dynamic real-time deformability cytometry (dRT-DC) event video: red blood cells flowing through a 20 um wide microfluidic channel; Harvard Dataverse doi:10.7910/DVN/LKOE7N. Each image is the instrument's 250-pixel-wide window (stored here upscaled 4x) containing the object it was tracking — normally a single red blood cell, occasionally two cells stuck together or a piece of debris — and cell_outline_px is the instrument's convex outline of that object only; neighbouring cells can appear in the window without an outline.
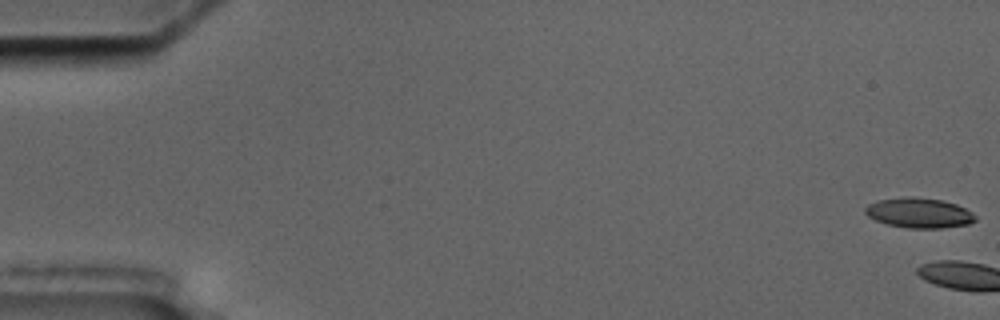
{"species": "common noctule bat (a hibernating species)", "species_latin": "Nyctalus noctula", "temperature_condition": "cold", "stored_images_in_passage": 8, "camera_frame_rate_fps": 3000, "um_per_image_px": 0.085, "animal": {"sex": "male", "body_mass_g": 17.5, "forearm_length_mm": 52.3}, "frame": {"image": 1, "passage_image": 1, "time_ms": 0.0, "image_size_px": [1000, 320], "cell_outline_px": [[976, 220], [968, 224], [940, 228], [908, 228], [888, 224], [876, 220], [868, 216], [864, 212], [864, 208], [868, 204], [876, 200], [904, 196], [912, 196], [944, 200], [956, 204], [972, 212], [976, 216]], "centroid_in_image_um": [78.1, 18.08], "position_along_channel_um": 6.9, "area_um2": 19.42}}
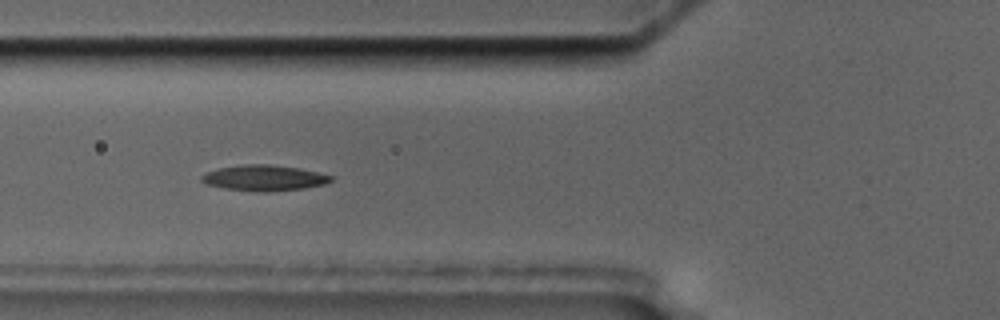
{"frame": {"image": 2, "passage_image": 7, "time_ms": 8.0, "image_size_px": [1000, 320], "cell_outline_px": [[332, 180], [324, 184], [304, 188], [268, 192], [256, 192], [224, 188], [204, 184], [200, 180], [200, 176], [208, 172], [220, 168], [244, 164], [268, 164], [300, 168], [332, 176]], "centroid_in_image_um": [22.41, 15.13], "position_along_channel_um": 103.4, "area_um2": 19.36}}